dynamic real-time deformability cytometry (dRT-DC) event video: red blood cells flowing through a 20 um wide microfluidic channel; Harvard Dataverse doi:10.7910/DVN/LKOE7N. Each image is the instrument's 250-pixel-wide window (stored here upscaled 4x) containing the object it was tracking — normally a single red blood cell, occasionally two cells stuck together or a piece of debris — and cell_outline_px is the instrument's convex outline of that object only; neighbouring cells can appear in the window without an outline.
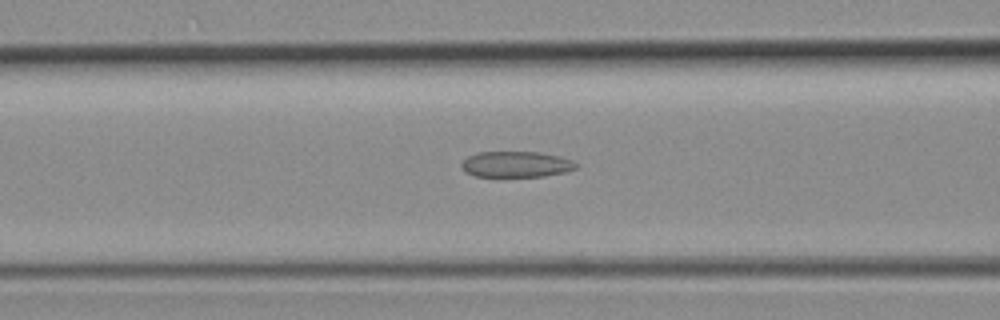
{"species": "common noctule bat (a hibernating species)", "species_latin": "Nyctalus noctula", "temperature_condition": "room temperature", "stored_images_in_passage": 43, "camera_frame_rate_fps": 3000, "um_per_image_px": 0.085, "animal": {"sex": "female", "body_mass_g": 19.3, "forearm_length_mm": 54.1}, "frame": {"image": 1, "passage_image": 16, "time_ms": 5.0, "image_size_px": [1000, 320], "cell_outline_px": [[576, 168], [564, 172], [544, 176], [472, 176], [464, 172], [460, 164], [468, 156], [476, 152], [536, 152], [556, 156], [572, 160], [576, 164]], "centroid_in_image_um": [43.8, 13.97], "position_along_channel_um": 122.8, "area_um2": 17.11}}
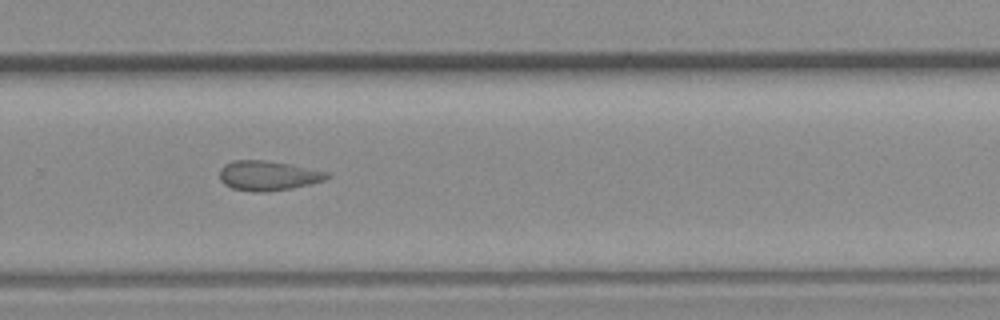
{"frame": {"image": 2, "passage_image": 28, "time_ms": 9.0, "image_size_px": [1000, 320], "cell_outline_px": [[332, 176], [324, 180], [292, 188], [264, 192], [252, 192], [232, 188], [224, 184], [220, 180], [220, 168], [224, 164], [232, 160], [264, 160], [288, 164], [328, 172]], "centroid_in_image_um": [22.75, 14.93], "position_along_channel_um": 307.1, "area_um2": 18.55}}
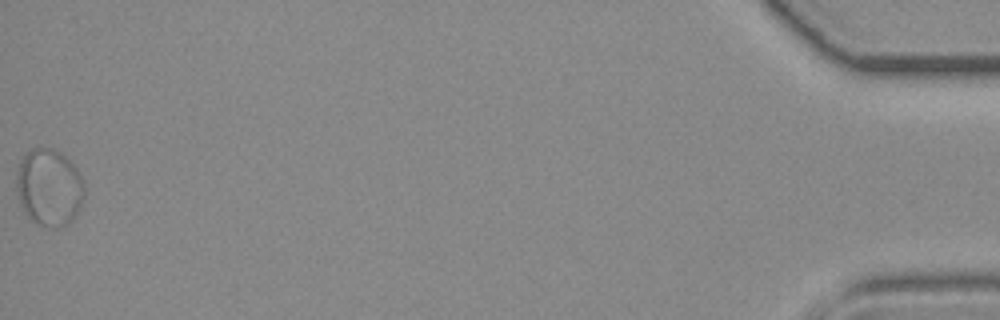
{"frame": {"image": 3, "passage_image": 43, "time_ms": 14.0, "image_size_px": [1000, 320], "cell_outline_px": [[84, 196], [76, 216], [72, 220], [60, 228], [52, 228], [36, 224], [24, 212], [20, 204], [16, 188], [16, 176], [20, 160], [32, 148], [52, 148], [60, 152], [76, 168], [84, 180]], "centroid_in_image_um": [4.17, 15.95], "position_along_channel_um": 431.0, "area_um2": 30.69}}